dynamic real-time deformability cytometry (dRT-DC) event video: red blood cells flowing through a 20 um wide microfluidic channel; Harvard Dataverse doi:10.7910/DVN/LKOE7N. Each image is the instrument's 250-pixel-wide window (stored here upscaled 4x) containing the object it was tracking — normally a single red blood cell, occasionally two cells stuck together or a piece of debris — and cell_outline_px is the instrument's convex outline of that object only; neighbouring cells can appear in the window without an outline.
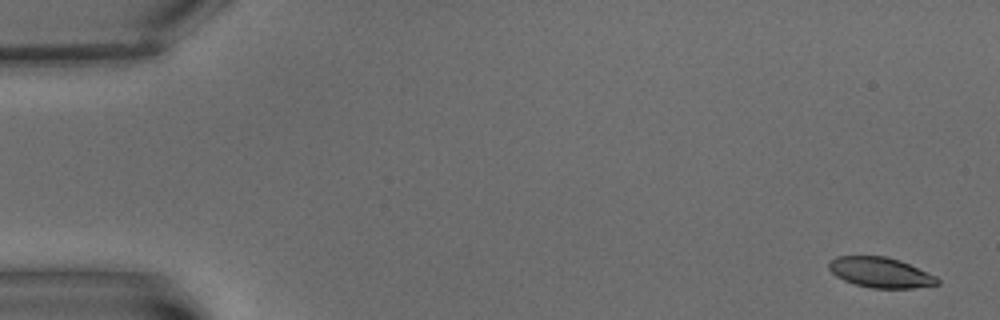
{"species": "common noctule bat (a hibernating species)", "species_latin": "Nyctalus noctula", "temperature_condition": "warm", "stored_images_in_passage": 6, "segment_of_instrument_passage": [1, 2], "camera_frame_rate_fps": 3000, "um_per_image_px": 0.085, "animal": {"sex": "male", "body_mass_g": 15.6}, "frame": {"image": 1, "passage_image": 1, "time_ms": 0.0, "image_size_px": [1000, 320], "cell_outline_px": [[940, 284], [912, 288], [872, 288], [856, 284], [844, 280], [836, 276], [828, 268], [828, 260], [836, 256], [884, 256], [900, 260], [936, 276], [940, 280]], "centroid_in_image_um": [74.82, 23.15], "position_along_channel_um": 10.2, "area_um2": 19.13}}